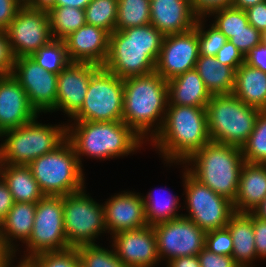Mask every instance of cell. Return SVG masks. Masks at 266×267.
Here are the masks:
<instances>
[{"label": "cell", "mask_w": 266, "mask_h": 267, "mask_svg": "<svg viewBox=\"0 0 266 267\" xmlns=\"http://www.w3.org/2000/svg\"><path fill=\"white\" fill-rule=\"evenodd\" d=\"M210 141L206 107L167 105L163 125L151 145L167 164L183 165Z\"/></svg>", "instance_id": "obj_1"}, {"label": "cell", "mask_w": 266, "mask_h": 267, "mask_svg": "<svg viewBox=\"0 0 266 267\" xmlns=\"http://www.w3.org/2000/svg\"><path fill=\"white\" fill-rule=\"evenodd\" d=\"M123 84L122 121L140 138L151 141L160 131L165 118L168 104L167 81L155 71L123 79Z\"/></svg>", "instance_id": "obj_2"}, {"label": "cell", "mask_w": 266, "mask_h": 267, "mask_svg": "<svg viewBox=\"0 0 266 267\" xmlns=\"http://www.w3.org/2000/svg\"><path fill=\"white\" fill-rule=\"evenodd\" d=\"M163 38L152 24L114 30L103 67L121 79L153 73Z\"/></svg>", "instance_id": "obj_3"}, {"label": "cell", "mask_w": 266, "mask_h": 267, "mask_svg": "<svg viewBox=\"0 0 266 267\" xmlns=\"http://www.w3.org/2000/svg\"><path fill=\"white\" fill-rule=\"evenodd\" d=\"M67 140L72 144L81 166V156L97 160L123 157L145 143L123 121H74L71 125L67 124Z\"/></svg>", "instance_id": "obj_4"}, {"label": "cell", "mask_w": 266, "mask_h": 267, "mask_svg": "<svg viewBox=\"0 0 266 267\" xmlns=\"http://www.w3.org/2000/svg\"><path fill=\"white\" fill-rule=\"evenodd\" d=\"M244 163L240 147L213 141L184 162L185 166H191L186 169L195 179L232 202L237 195Z\"/></svg>", "instance_id": "obj_5"}, {"label": "cell", "mask_w": 266, "mask_h": 267, "mask_svg": "<svg viewBox=\"0 0 266 267\" xmlns=\"http://www.w3.org/2000/svg\"><path fill=\"white\" fill-rule=\"evenodd\" d=\"M38 116L25 125L3 132L0 143V162L28 165L36 158L56 150L67 140V124L46 125ZM37 120V121H36Z\"/></svg>", "instance_id": "obj_6"}, {"label": "cell", "mask_w": 266, "mask_h": 267, "mask_svg": "<svg viewBox=\"0 0 266 267\" xmlns=\"http://www.w3.org/2000/svg\"><path fill=\"white\" fill-rule=\"evenodd\" d=\"M260 111L232 93L212 95L206 105L211 141L241 148L252 133Z\"/></svg>", "instance_id": "obj_7"}, {"label": "cell", "mask_w": 266, "mask_h": 267, "mask_svg": "<svg viewBox=\"0 0 266 267\" xmlns=\"http://www.w3.org/2000/svg\"><path fill=\"white\" fill-rule=\"evenodd\" d=\"M27 166L45 196H65L85 189L82 166L68 140Z\"/></svg>", "instance_id": "obj_8"}, {"label": "cell", "mask_w": 266, "mask_h": 267, "mask_svg": "<svg viewBox=\"0 0 266 267\" xmlns=\"http://www.w3.org/2000/svg\"><path fill=\"white\" fill-rule=\"evenodd\" d=\"M81 190L63 196V221L67 242L71 248L95 244L106 233L104 207Z\"/></svg>", "instance_id": "obj_9"}, {"label": "cell", "mask_w": 266, "mask_h": 267, "mask_svg": "<svg viewBox=\"0 0 266 267\" xmlns=\"http://www.w3.org/2000/svg\"><path fill=\"white\" fill-rule=\"evenodd\" d=\"M123 79L101 66L91 77L81 109L74 121H122Z\"/></svg>", "instance_id": "obj_10"}, {"label": "cell", "mask_w": 266, "mask_h": 267, "mask_svg": "<svg viewBox=\"0 0 266 267\" xmlns=\"http://www.w3.org/2000/svg\"><path fill=\"white\" fill-rule=\"evenodd\" d=\"M183 167L185 205L189 213L183 216L196 223L205 233L226 227L235 213L232 201L200 183L187 171L188 166Z\"/></svg>", "instance_id": "obj_11"}, {"label": "cell", "mask_w": 266, "mask_h": 267, "mask_svg": "<svg viewBox=\"0 0 266 267\" xmlns=\"http://www.w3.org/2000/svg\"><path fill=\"white\" fill-rule=\"evenodd\" d=\"M26 247L28 253L23 259L71 248L64 230L63 196H44L36 203L34 225Z\"/></svg>", "instance_id": "obj_12"}, {"label": "cell", "mask_w": 266, "mask_h": 267, "mask_svg": "<svg viewBox=\"0 0 266 267\" xmlns=\"http://www.w3.org/2000/svg\"><path fill=\"white\" fill-rule=\"evenodd\" d=\"M15 59L31 57L53 39L48 12L22 6L6 29Z\"/></svg>", "instance_id": "obj_13"}, {"label": "cell", "mask_w": 266, "mask_h": 267, "mask_svg": "<svg viewBox=\"0 0 266 267\" xmlns=\"http://www.w3.org/2000/svg\"><path fill=\"white\" fill-rule=\"evenodd\" d=\"M153 229L160 261L198 255L204 248L205 232L184 216L156 224Z\"/></svg>", "instance_id": "obj_14"}, {"label": "cell", "mask_w": 266, "mask_h": 267, "mask_svg": "<svg viewBox=\"0 0 266 267\" xmlns=\"http://www.w3.org/2000/svg\"><path fill=\"white\" fill-rule=\"evenodd\" d=\"M11 75L21 84L38 114L56 106L58 74L46 72L32 57H20L15 59Z\"/></svg>", "instance_id": "obj_15"}, {"label": "cell", "mask_w": 266, "mask_h": 267, "mask_svg": "<svg viewBox=\"0 0 266 267\" xmlns=\"http://www.w3.org/2000/svg\"><path fill=\"white\" fill-rule=\"evenodd\" d=\"M199 58L196 26L184 33L164 35L155 71L166 81L194 69Z\"/></svg>", "instance_id": "obj_16"}, {"label": "cell", "mask_w": 266, "mask_h": 267, "mask_svg": "<svg viewBox=\"0 0 266 267\" xmlns=\"http://www.w3.org/2000/svg\"><path fill=\"white\" fill-rule=\"evenodd\" d=\"M100 67L92 63L70 62L58 74L56 106L50 112L63 110L68 118H72L81 109L89 81Z\"/></svg>", "instance_id": "obj_17"}, {"label": "cell", "mask_w": 266, "mask_h": 267, "mask_svg": "<svg viewBox=\"0 0 266 267\" xmlns=\"http://www.w3.org/2000/svg\"><path fill=\"white\" fill-rule=\"evenodd\" d=\"M112 240L116 256L128 267H155L160 262L153 226L117 233Z\"/></svg>", "instance_id": "obj_18"}, {"label": "cell", "mask_w": 266, "mask_h": 267, "mask_svg": "<svg viewBox=\"0 0 266 267\" xmlns=\"http://www.w3.org/2000/svg\"><path fill=\"white\" fill-rule=\"evenodd\" d=\"M103 207L107 233L112 236L148 225L143 198L139 193L123 191L115 194L105 201Z\"/></svg>", "instance_id": "obj_19"}, {"label": "cell", "mask_w": 266, "mask_h": 267, "mask_svg": "<svg viewBox=\"0 0 266 267\" xmlns=\"http://www.w3.org/2000/svg\"><path fill=\"white\" fill-rule=\"evenodd\" d=\"M109 37L102 28L83 25L64 39L69 61L103 66L109 52Z\"/></svg>", "instance_id": "obj_20"}, {"label": "cell", "mask_w": 266, "mask_h": 267, "mask_svg": "<svg viewBox=\"0 0 266 267\" xmlns=\"http://www.w3.org/2000/svg\"><path fill=\"white\" fill-rule=\"evenodd\" d=\"M38 115L21 84L12 75L0 76V128H18Z\"/></svg>", "instance_id": "obj_21"}, {"label": "cell", "mask_w": 266, "mask_h": 267, "mask_svg": "<svg viewBox=\"0 0 266 267\" xmlns=\"http://www.w3.org/2000/svg\"><path fill=\"white\" fill-rule=\"evenodd\" d=\"M197 18L190 0H150V24L163 35L193 29Z\"/></svg>", "instance_id": "obj_22"}, {"label": "cell", "mask_w": 266, "mask_h": 267, "mask_svg": "<svg viewBox=\"0 0 266 267\" xmlns=\"http://www.w3.org/2000/svg\"><path fill=\"white\" fill-rule=\"evenodd\" d=\"M266 197V164L244 163L240 173L235 213L252 212Z\"/></svg>", "instance_id": "obj_23"}, {"label": "cell", "mask_w": 266, "mask_h": 267, "mask_svg": "<svg viewBox=\"0 0 266 267\" xmlns=\"http://www.w3.org/2000/svg\"><path fill=\"white\" fill-rule=\"evenodd\" d=\"M35 211L36 203L15 202L0 223V239L4 248L14 257L18 250V245H15L16 239L25 244L31 235Z\"/></svg>", "instance_id": "obj_24"}, {"label": "cell", "mask_w": 266, "mask_h": 267, "mask_svg": "<svg viewBox=\"0 0 266 267\" xmlns=\"http://www.w3.org/2000/svg\"><path fill=\"white\" fill-rule=\"evenodd\" d=\"M167 84V105L206 107L210 101L211 94L195 69L168 80Z\"/></svg>", "instance_id": "obj_25"}, {"label": "cell", "mask_w": 266, "mask_h": 267, "mask_svg": "<svg viewBox=\"0 0 266 267\" xmlns=\"http://www.w3.org/2000/svg\"><path fill=\"white\" fill-rule=\"evenodd\" d=\"M226 227L233 239V259L240 267H252L257 259L252 212L234 213Z\"/></svg>", "instance_id": "obj_26"}, {"label": "cell", "mask_w": 266, "mask_h": 267, "mask_svg": "<svg viewBox=\"0 0 266 267\" xmlns=\"http://www.w3.org/2000/svg\"><path fill=\"white\" fill-rule=\"evenodd\" d=\"M232 94L248 106L266 110V72L244 62L235 71Z\"/></svg>", "instance_id": "obj_27"}, {"label": "cell", "mask_w": 266, "mask_h": 267, "mask_svg": "<svg viewBox=\"0 0 266 267\" xmlns=\"http://www.w3.org/2000/svg\"><path fill=\"white\" fill-rule=\"evenodd\" d=\"M1 178L15 202L37 203L45 196L27 165L1 163Z\"/></svg>", "instance_id": "obj_28"}, {"label": "cell", "mask_w": 266, "mask_h": 267, "mask_svg": "<svg viewBox=\"0 0 266 267\" xmlns=\"http://www.w3.org/2000/svg\"><path fill=\"white\" fill-rule=\"evenodd\" d=\"M212 95L230 94L235 86V70L215 57L199 56L194 68Z\"/></svg>", "instance_id": "obj_29"}, {"label": "cell", "mask_w": 266, "mask_h": 267, "mask_svg": "<svg viewBox=\"0 0 266 267\" xmlns=\"http://www.w3.org/2000/svg\"><path fill=\"white\" fill-rule=\"evenodd\" d=\"M53 39L64 40L86 24L85 10L69 6H53L48 11Z\"/></svg>", "instance_id": "obj_30"}, {"label": "cell", "mask_w": 266, "mask_h": 267, "mask_svg": "<svg viewBox=\"0 0 266 267\" xmlns=\"http://www.w3.org/2000/svg\"><path fill=\"white\" fill-rule=\"evenodd\" d=\"M168 196L169 198L161 197L158 199L152 191L146 197L142 195L148 225L154 226L183 216V214L177 213L180 208L178 197L175 194Z\"/></svg>", "instance_id": "obj_31"}, {"label": "cell", "mask_w": 266, "mask_h": 267, "mask_svg": "<svg viewBox=\"0 0 266 267\" xmlns=\"http://www.w3.org/2000/svg\"><path fill=\"white\" fill-rule=\"evenodd\" d=\"M150 24V0H118L115 30Z\"/></svg>", "instance_id": "obj_32"}, {"label": "cell", "mask_w": 266, "mask_h": 267, "mask_svg": "<svg viewBox=\"0 0 266 267\" xmlns=\"http://www.w3.org/2000/svg\"><path fill=\"white\" fill-rule=\"evenodd\" d=\"M241 150L246 163L266 164V110L258 113L254 129Z\"/></svg>", "instance_id": "obj_33"}, {"label": "cell", "mask_w": 266, "mask_h": 267, "mask_svg": "<svg viewBox=\"0 0 266 267\" xmlns=\"http://www.w3.org/2000/svg\"><path fill=\"white\" fill-rule=\"evenodd\" d=\"M118 0H92L85 8L86 24L111 34L115 30Z\"/></svg>", "instance_id": "obj_34"}, {"label": "cell", "mask_w": 266, "mask_h": 267, "mask_svg": "<svg viewBox=\"0 0 266 267\" xmlns=\"http://www.w3.org/2000/svg\"><path fill=\"white\" fill-rule=\"evenodd\" d=\"M31 57L43 70L56 74L70 63L64 40H52Z\"/></svg>", "instance_id": "obj_35"}, {"label": "cell", "mask_w": 266, "mask_h": 267, "mask_svg": "<svg viewBox=\"0 0 266 267\" xmlns=\"http://www.w3.org/2000/svg\"><path fill=\"white\" fill-rule=\"evenodd\" d=\"M112 249H105L95 244L81 245L76 247L81 267H128L117 256Z\"/></svg>", "instance_id": "obj_36"}, {"label": "cell", "mask_w": 266, "mask_h": 267, "mask_svg": "<svg viewBox=\"0 0 266 267\" xmlns=\"http://www.w3.org/2000/svg\"><path fill=\"white\" fill-rule=\"evenodd\" d=\"M215 25L230 40L234 34L244 30L249 24L245 10L235 7H226L213 11Z\"/></svg>", "instance_id": "obj_37"}, {"label": "cell", "mask_w": 266, "mask_h": 267, "mask_svg": "<svg viewBox=\"0 0 266 267\" xmlns=\"http://www.w3.org/2000/svg\"><path fill=\"white\" fill-rule=\"evenodd\" d=\"M205 18H197L196 32L198 34L199 56L215 57L218 51L228 41L227 37L213 24L205 30Z\"/></svg>", "instance_id": "obj_38"}, {"label": "cell", "mask_w": 266, "mask_h": 267, "mask_svg": "<svg viewBox=\"0 0 266 267\" xmlns=\"http://www.w3.org/2000/svg\"><path fill=\"white\" fill-rule=\"evenodd\" d=\"M33 267H81L77 248L43 252L26 259Z\"/></svg>", "instance_id": "obj_39"}, {"label": "cell", "mask_w": 266, "mask_h": 267, "mask_svg": "<svg viewBox=\"0 0 266 267\" xmlns=\"http://www.w3.org/2000/svg\"><path fill=\"white\" fill-rule=\"evenodd\" d=\"M204 247L218 255L232 256L233 239L227 227L205 233Z\"/></svg>", "instance_id": "obj_40"}, {"label": "cell", "mask_w": 266, "mask_h": 267, "mask_svg": "<svg viewBox=\"0 0 266 267\" xmlns=\"http://www.w3.org/2000/svg\"><path fill=\"white\" fill-rule=\"evenodd\" d=\"M263 40V34L248 24L244 30L234 34L229 40L245 57L251 49Z\"/></svg>", "instance_id": "obj_41"}, {"label": "cell", "mask_w": 266, "mask_h": 267, "mask_svg": "<svg viewBox=\"0 0 266 267\" xmlns=\"http://www.w3.org/2000/svg\"><path fill=\"white\" fill-rule=\"evenodd\" d=\"M15 57L6 30L0 29V76L11 75Z\"/></svg>", "instance_id": "obj_42"}, {"label": "cell", "mask_w": 266, "mask_h": 267, "mask_svg": "<svg viewBox=\"0 0 266 267\" xmlns=\"http://www.w3.org/2000/svg\"><path fill=\"white\" fill-rule=\"evenodd\" d=\"M215 58L221 64L230 66L235 71L245 62V57L229 40L218 51Z\"/></svg>", "instance_id": "obj_43"}, {"label": "cell", "mask_w": 266, "mask_h": 267, "mask_svg": "<svg viewBox=\"0 0 266 267\" xmlns=\"http://www.w3.org/2000/svg\"><path fill=\"white\" fill-rule=\"evenodd\" d=\"M201 267H240L232 256L218 255L205 247L197 255Z\"/></svg>", "instance_id": "obj_44"}, {"label": "cell", "mask_w": 266, "mask_h": 267, "mask_svg": "<svg viewBox=\"0 0 266 267\" xmlns=\"http://www.w3.org/2000/svg\"><path fill=\"white\" fill-rule=\"evenodd\" d=\"M192 10L198 18H206L213 11L232 5V0H190Z\"/></svg>", "instance_id": "obj_45"}, {"label": "cell", "mask_w": 266, "mask_h": 267, "mask_svg": "<svg viewBox=\"0 0 266 267\" xmlns=\"http://www.w3.org/2000/svg\"><path fill=\"white\" fill-rule=\"evenodd\" d=\"M253 231L257 258L266 259V220L256 217L252 213Z\"/></svg>", "instance_id": "obj_46"}, {"label": "cell", "mask_w": 266, "mask_h": 267, "mask_svg": "<svg viewBox=\"0 0 266 267\" xmlns=\"http://www.w3.org/2000/svg\"><path fill=\"white\" fill-rule=\"evenodd\" d=\"M245 12L250 25L262 34L266 32V1L249 7Z\"/></svg>", "instance_id": "obj_47"}, {"label": "cell", "mask_w": 266, "mask_h": 267, "mask_svg": "<svg viewBox=\"0 0 266 267\" xmlns=\"http://www.w3.org/2000/svg\"><path fill=\"white\" fill-rule=\"evenodd\" d=\"M22 5L17 0H0V29L6 30Z\"/></svg>", "instance_id": "obj_48"}, {"label": "cell", "mask_w": 266, "mask_h": 267, "mask_svg": "<svg viewBox=\"0 0 266 267\" xmlns=\"http://www.w3.org/2000/svg\"><path fill=\"white\" fill-rule=\"evenodd\" d=\"M245 63L266 72V43L263 40L245 56Z\"/></svg>", "instance_id": "obj_49"}, {"label": "cell", "mask_w": 266, "mask_h": 267, "mask_svg": "<svg viewBox=\"0 0 266 267\" xmlns=\"http://www.w3.org/2000/svg\"><path fill=\"white\" fill-rule=\"evenodd\" d=\"M14 203L15 201L7 184L0 177V223L5 219Z\"/></svg>", "instance_id": "obj_50"}, {"label": "cell", "mask_w": 266, "mask_h": 267, "mask_svg": "<svg viewBox=\"0 0 266 267\" xmlns=\"http://www.w3.org/2000/svg\"><path fill=\"white\" fill-rule=\"evenodd\" d=\"M167 267H201L197 255L173 258Z\"/></svg>", "instance_id": "obj_51"}, {"label": "cell", "mask_w": 266, "mask_h": 267, "mask_svg": "<svg viewBox=\"0 0 266 267\" xmlns=\"http://www.w3.org/2000/svg\"><path fill=\"white\" fill-rule=\"evenodd\" d=\"M92 0H55V5L54 6H71L74 8L78 9H83L87 7V5L91 2Z\"/></svg>", "instance_id": "obj_52"}, {"label": "cell", "mask_w": 266, "mask_h": 267, "mask_svg": "<svg viewBox=\"0 0 266 267\" xmlns=\"http://www.w3.org/2000/svg\"><path fill=\"white\" fill-rule=\"evenodd\" d=\"M55 5V0H30L25 6L48 11Z\"/></svg>", "instance_id": "obj_53"}, {"label": "cell", "mask_w": 266, "mask_h": 267, "mask_svg": "<svg viewBox=\"0 0 266 267\" xmlns=\"http://www.w3.org/2000/svg\"><path fill=\"white\" fill-rule=\"evenodd\" d=\"M266 0H232V7L246 10L251 6L256 5L257 3L264 2Z\"/></svg>", "instance_id": "obj_54"}, {"label": "cell", "mask_w": 266, "mask_h": 267, "mask_svg": "<svg viewBox=\"0 0 266 267\" xmlns=\"http://www.w3.org/2000/svg\"><path fill=\"white\" fill-rule=\"evenodd\" d=\"M252 213L260 218L266 220V197L263 201L252 211Z\"/></svg>", "instance_id": "obj_55"}, {"label": "cell", "mask_w": 266, "mask_h": 267, "mask_svg": "<svg viewBox=\"0 0 266 267\" xmlns=\"http://www.w3.org/2000/svg\"><path fill=\"white\" fill-rule=\"evenodd\" d=\"M12 255L4 248L2 240L0 239V267H4L6 261Z\"/></svg>", "instance_id": "obj_56"}, {"label": "cell", "mask_w": 266, "mask_h": 267, "mask_svg": "<svg viewBox=\"0 0 266 267\" xmlns=\"http://www.w3.org/2000/svg\"><path fill=\"white\" fill-rule=\"evenodd\" d=\"M14 256H11L5 263L4 267H14V265H12ZM12 262V263H11ZM15 267H33L26 259H21L18 262V265Z\"/></svg>", "instance_id": "obj_57"}, {"label": "cell", "mask_w": 266, "mask_h": 267, "mask_svg": "<svg viewBox=\"0 0 266 267\" xmlns=\"http://www.w3.org/2000/svg\"><path fill=\"white\" fill-rule=\"evenodd\" d=\"M22 6H25L30 0H17Z\"/></svg>", "instance_id": "obj_58"}, {"label": "cell", "mask_w": 266, "mask_h": 267, "mask_svg": "<svg viewBox=\"0 0 266 267\" xmlns=\"http://www.w3.org/2000/svg\"><path fill=\"white\" fill-rule=\"evenodd\" d=\"M263 41L266 43V32L263 33Z\"/></svg>", "instance_id": "obj_59"}, {"label": "cell", "mask_w": 266, "mask_h": 267, "mask_svg": "<svg viewBox=\"0 0 266 267\" xmlns=\"http://www.w3.org/2000/svg\"><path fill=\"white\" fill-rule=\"evenodd\" d=\"M3 132L4 131L0 128V138L2 137Z\"/></svg>", "instance_id": "obj_60"}]
</instances>
